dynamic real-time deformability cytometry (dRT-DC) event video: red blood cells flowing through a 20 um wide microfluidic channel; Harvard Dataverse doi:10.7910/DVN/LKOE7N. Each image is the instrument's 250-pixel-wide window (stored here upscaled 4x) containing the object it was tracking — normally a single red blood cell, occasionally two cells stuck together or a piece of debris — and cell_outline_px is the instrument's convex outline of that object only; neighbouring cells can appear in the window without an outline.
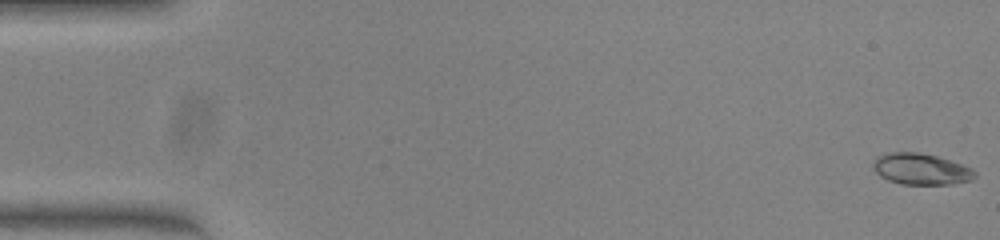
{"species": "common noctule bat (a hibernating species)", "species_latin": "Nyctalus noctula", "temperature_condition": "warm", "stored_images_in_passage": 51, "camera_frame_rate_fps": 3000, "um_per_image_px": 0.085, "animal": {"sex": "female", "body_mass_g": 23.0, "forearm_length_mm": 53.4}, "frame": {"image": 1, "passage_image": 1, "time_ms": 0.0, "image_size_px": [1000, 240], "cell_outline_px": [[976, 176], [972, 180], [952, 184], [900, 184], [888, 180], [880, 176], [872, 168], [872, 164], [876, 156], [888, 152], [920, 152], [936, 156], [972, 168], [976, 172]], "centroid_in_image_um": [78.25, 14.37], "position_along_channel_um": 6.7, "area_um2": 18.61}}
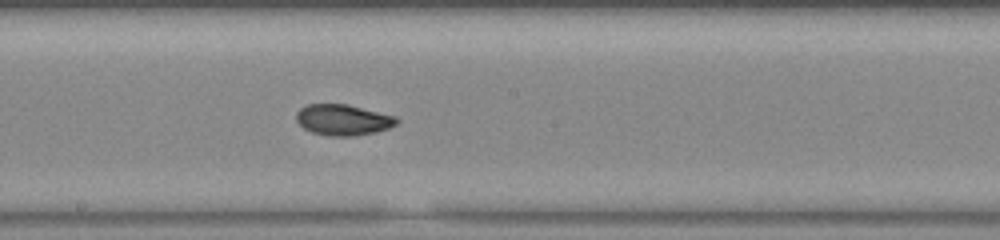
{"frame": {"image": 2, "passage_image": 28, "time_ms": 9.0, "image_size_px": [1000, 240], "cell_outline_px": [[400, 120], [396, 124], [388, 128], [376, 132], [352, 136], [328, 136], [312, 132], [304, 128], [296, 120], [296, 112], [300, 108], [308, 104], [348, 104], [396, 116]], "centroid_in_image_um": [29.16, 10.18], "position_along_channel_um": 219.0, "area_um2": 18.15}}
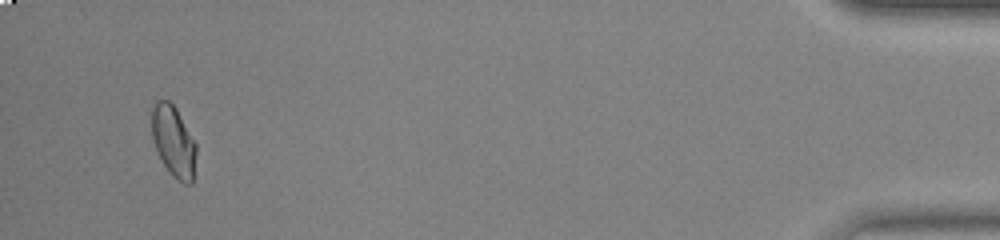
{"frame": {"image": 3, "passage_image": 49, "time_ms": 16.0, "image_size_px": [1000, 240], "cell_outline_px": [[196, 152], [192, 184], [184, 184], [176, 180], [172, 176], [164, 164], [152, 140], [152, 108], [156, 100], [168, 100], [176, 108], [196, 144]], "centroid_in_image_um": [14.75, 12.03], "position_along_channel_um": 420.5, "area_um2": 18.26}, "authors_computed_cell_mechanics": {"area_um2": 18.2648, "velocity_mm_per_s": 4.0312, "shape_relaxation_time_tau1_ms": 5.7028, "shape_relaxation_time_tau2_ms": 1.1831, "deformation_change_tau1": 0.1391, "deformation_change_tau2": 0.0374}}